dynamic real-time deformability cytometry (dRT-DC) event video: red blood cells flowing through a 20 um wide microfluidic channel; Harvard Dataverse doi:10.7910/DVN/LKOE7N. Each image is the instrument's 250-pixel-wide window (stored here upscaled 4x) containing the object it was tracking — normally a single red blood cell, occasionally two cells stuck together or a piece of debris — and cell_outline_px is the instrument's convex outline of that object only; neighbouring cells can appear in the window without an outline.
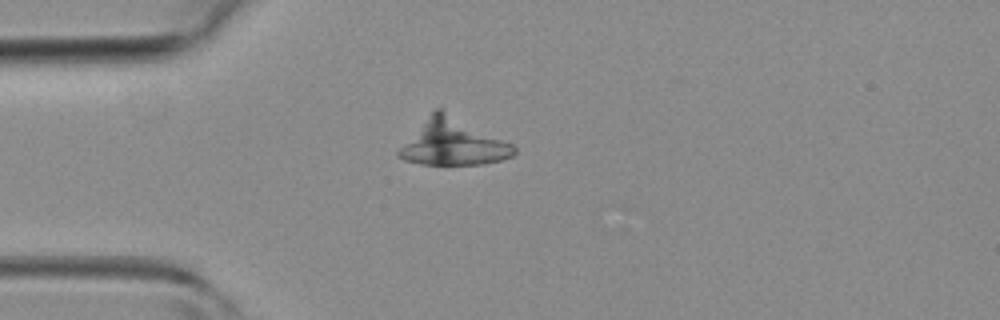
{"species": "common noctule bat (a hibernating species)", "species_latin": "Nyctalus noctula", "temperature_condition": "room temperature", "stored_images_in_passage": 2, "camera_frame_rate_fps": 3000, "um_per_image_px": 0.085, "animal": {"sex": "female", "body_mass_g": 19.3, "forearm_length_mm": 54.1}, "frame": {"image": 1, "passage_image": 2, "time_ms": 1.0, "image_size_px": [1000, 320], "cell_outline_px": [[516, 152], [512, 156], [500, 160], [484, 164], [420, 164], [404, 160], [396, 156], [396, 152], [432, 112], [436, 108], [440, 108], [512, 144], [516, 148]], "centroid_in_image_um": [38.51, 12.13], "position_along_channel_um": 46.5, "area_um2": 30.17}}